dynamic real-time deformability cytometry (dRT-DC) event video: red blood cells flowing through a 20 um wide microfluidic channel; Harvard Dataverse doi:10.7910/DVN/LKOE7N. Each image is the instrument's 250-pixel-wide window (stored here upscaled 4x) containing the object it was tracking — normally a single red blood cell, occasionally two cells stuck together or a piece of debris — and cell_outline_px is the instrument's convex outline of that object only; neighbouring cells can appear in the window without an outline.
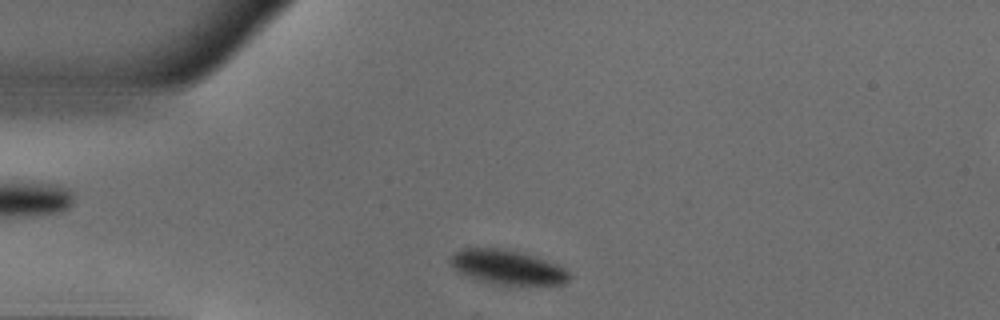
{"species": "common noctule bat (a hibernating species)", "species_latin": "Nyctalus noctula", "temperature_condition": "warm", "stored_images_in_passage": 41, "camera_frame_rate_fps": 3000, "um_per_image_px": 0.085, "animal": {"sex": "male", "body_mass_g": 18.8}, "frame": {"image": 1, "passage_image": 2, "time_ms": 0.333, "image_size_px": [1000, 320], "cell_outline_px": [[572, 276], [564, 284], [528, 288], [500, 284], [476, 280], [464, 276], [456, 272], [448, 264], [448, 260], [460, 248], [500, 248], [532, 256], [568, 268]], "centroid_in_image_um": [43.15, 22.78], "position_along_channel_um": 41.9, "area_um2": 24.8}}
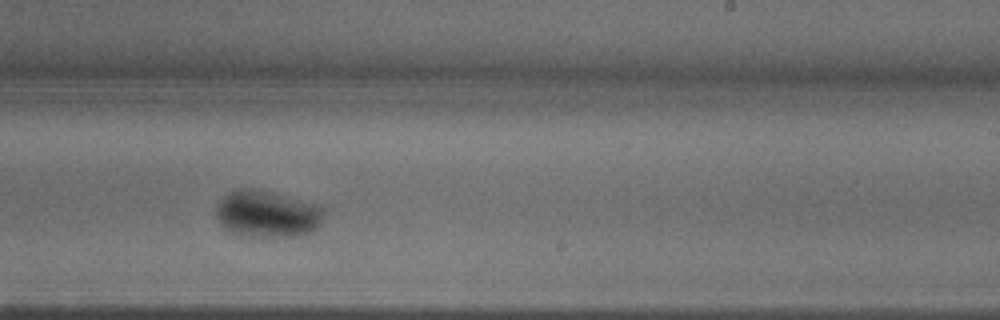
{"frame": {"image": 2, "passage_image": 21, "time_ms": 6.667, "image_size_px": [1000, 320], "cell_outline_px": [[328, 212], [320, 228], [312, 232], [300, 236], [240, 236], [228, 232], [220, 224], [216, 216], [216, 200], [232, 188], [260, 188], [276, 192], [320, 204]], "centroid_in_image_um": [22.74, 18.15], "position_along_channel_um": 266.3, "area_um2": 31.04}}
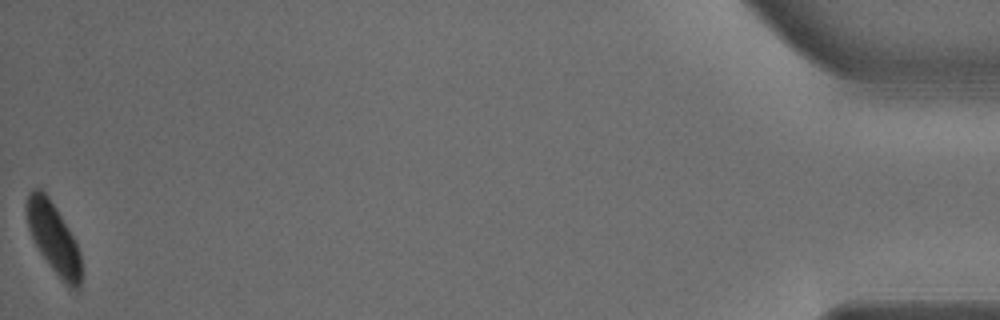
{"frame": {"image": 3, "passage_image": 41, "time_ms": 13.333, "image_size_px": [1000, 320], "cell_outline_px": [[84, 272], [80, 288], [68, 288], [48, 264], [32, 240], [28, 228], [24, 208], [28, 192], [32, 188], [40, 188], [48, 196], [56, 208], [68, 228], [80, 252]], "centroid_in_image_um": [4.55, 20.26], "position_along_channel_um": 430.7, "area_um2": 22.95}, "authors_computed_cell_mechanics": {"area_um2": 29.7092, "velocity_mm_per_s": 3.9111, "shape_relaxation_time_tau1_ms": 3.9956, "shape_relaxation_time_tau2_ms": null, "deformation_change_tau1": 0.124, "deformation_change_tau2": null}}